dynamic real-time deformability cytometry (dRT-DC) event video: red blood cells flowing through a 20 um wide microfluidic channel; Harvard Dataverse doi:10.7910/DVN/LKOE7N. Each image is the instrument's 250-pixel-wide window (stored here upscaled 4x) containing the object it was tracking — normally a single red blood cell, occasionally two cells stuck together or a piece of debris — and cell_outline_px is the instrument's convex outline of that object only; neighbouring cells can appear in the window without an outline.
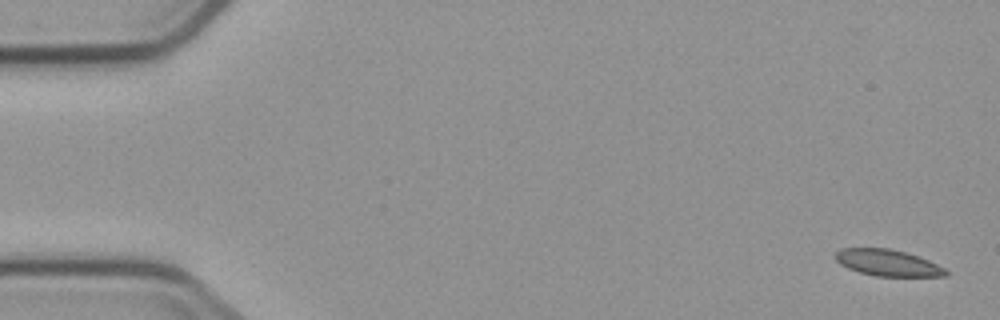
{"species": "common noctule bat (a hibernating species)", "species_latin": "Nyctalus noctula", "temperature_condition": "cold", "stored_images_in_passage": 5, "camera_frame_rate_fps": 3000, "um_per_image_px": 0.085, "animal": {"sex": "male", "body_mass_g": 23.1, "forearm_length_mm": 52.7}, "frame": {"image": 1, "passage_image": 1, "time_ms": 0.0, "image_size_px": [1000, 320], "cell_outline_px": [[948, 276], [876, 276], [860, 272], [848, 268], [840, 264], [836, 260], [836, 252], [840, 248], [888, 248], [904, 252], [928, 260], [944, 268], [948, 272]], "centroid_in_image_um": [75.44, 22.34], "position_along_channel_um": 9.6, "area_um2": 16.76}}
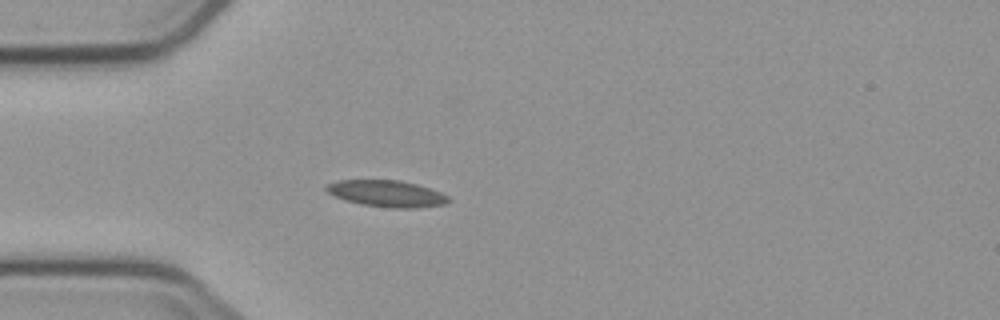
{"frame": {"image": 2, "passage_image": 5, "time_ms": 4.667, "image_size_px": [1000, 320], "cell_outline_px": [[452, 200], [444, 204], [416, 208], [392, 208], [360, 204], [344, 200], [328, 192], [324, 188], [328, 184], [340, 180], [400, 180], [416, 184], [440, 192], [448, 196]], "centroid_in_image_um": [32.88, 16.46], "position_along_channel_um": 52.1, "area_um2": 18.79}}